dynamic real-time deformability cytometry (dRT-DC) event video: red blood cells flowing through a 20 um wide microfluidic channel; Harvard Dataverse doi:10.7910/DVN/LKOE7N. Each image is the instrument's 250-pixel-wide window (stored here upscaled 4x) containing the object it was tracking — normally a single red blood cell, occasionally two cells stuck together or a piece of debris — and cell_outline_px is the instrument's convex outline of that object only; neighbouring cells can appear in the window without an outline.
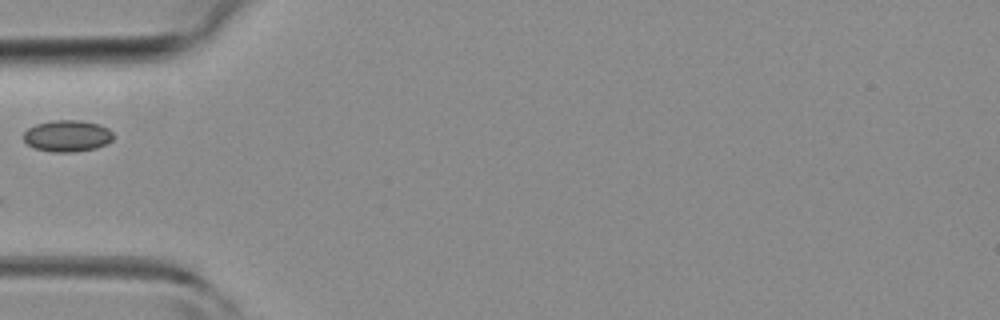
{"species": "common noctule bat (a hibernating species)", "species_latin": "Nyctalus noctula", "temperature_condition": "room temperature", "stored_images_in_passage": 1, "camera_frame_rate_fps": 3000, "um_per_image_px": 0.085, "animal": {"sex": "female", "body_mass_g": 19.3, "forearm_length_mm": 54.1}, "frame": {"image": 1, "passage_image": 1, "time_ms": 0.0, "image_size_px": [1000, 320], "cell_outline_px": [[112, 140], [96, 148], [76, 152], [52, 152], [36, 148], [28, 144], [24, 140], [24, 132], [28, 128], [36, 124], [52, 120], [80, 120], [100, 124], [108, 128], [112, 132]], "centroid_in_image_um": [5.72, 11.54], "position_along_channel_um": 79.3, "area_um2": 16.47}}